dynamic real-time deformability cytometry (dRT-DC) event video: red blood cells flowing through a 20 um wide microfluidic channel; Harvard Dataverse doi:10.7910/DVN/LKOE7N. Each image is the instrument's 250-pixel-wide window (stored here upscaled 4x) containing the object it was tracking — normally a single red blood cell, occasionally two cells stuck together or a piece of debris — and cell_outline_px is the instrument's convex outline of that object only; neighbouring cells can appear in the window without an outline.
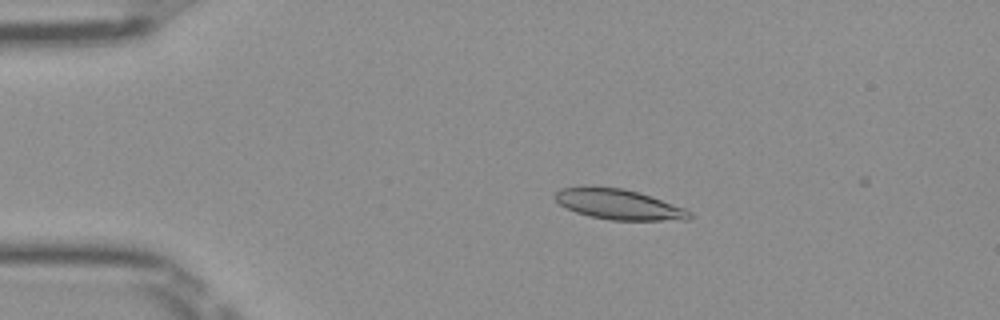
{"species": "Egyptian fruit bat (a non-hibernating species)", "species_latin": "Rousettus aegyptiacus", "temperature_condition": "room temperature", "stored_images_in_passage": 13, "camera_frame_rate_fps": 3000, "um_per_image_px": 0.085, "frame": {"image": 1, "passage_image": 10, "time_ms": 3.0, "image_size_px": [1000, 320], "cell_outline_px": [[692, 216], [688, 220], [612, 220], [592, 216], [576, 212], [560, 204], [552, 196], [560, 188], [580, 184], [592, 184], [624, 188], [684, 208], [692, 212]], "centroid_in_image_um": [52.5, 17.33], "position_along_channel_um": 32.5, "area_um2": 24.04}}